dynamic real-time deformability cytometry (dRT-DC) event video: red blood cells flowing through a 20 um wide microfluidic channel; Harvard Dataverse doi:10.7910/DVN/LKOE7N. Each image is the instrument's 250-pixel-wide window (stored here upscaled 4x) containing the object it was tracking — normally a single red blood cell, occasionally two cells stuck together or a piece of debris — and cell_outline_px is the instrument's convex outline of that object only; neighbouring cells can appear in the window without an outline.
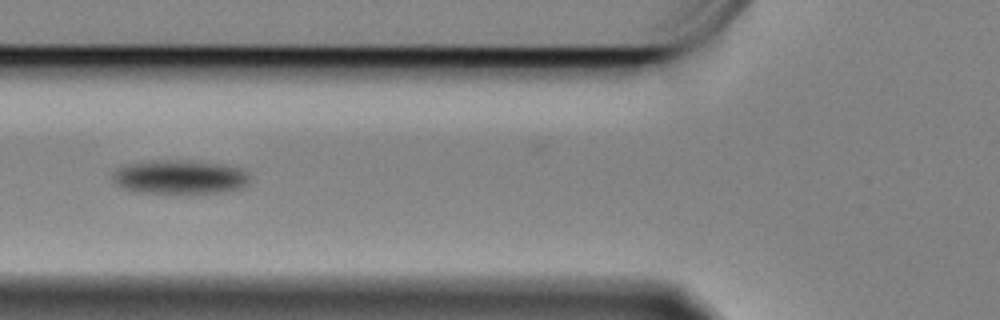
{"species": "Egyptian fruit bat (a non-hibernating species)", "species_latin": "Rousettus aegyptiacus", "temperature_condition": "cold", "stored_images_in_passage": 17, "camera_frame_rate_fps": 3000, "um_per_image_px": 0.085, "animal": {"sex": "female"}, "frame": {"image": 1, "passage_image": 6, "time_ms": 1.667, "image_size_px": [1000, 320], "cell_outline_px": [[248, 184], [240, 188], [228, 192], [136, 192], [124, 188], [116, 184], [112, 180], [112, 172], [124, 164], [148, 160], [192, 160], [224, 164], [240, 168], [248, 176]], "centroid_in_image_um": [15.24, 15.02], "position_along_channel_um": 110.6, "area_um2": 27.22}}